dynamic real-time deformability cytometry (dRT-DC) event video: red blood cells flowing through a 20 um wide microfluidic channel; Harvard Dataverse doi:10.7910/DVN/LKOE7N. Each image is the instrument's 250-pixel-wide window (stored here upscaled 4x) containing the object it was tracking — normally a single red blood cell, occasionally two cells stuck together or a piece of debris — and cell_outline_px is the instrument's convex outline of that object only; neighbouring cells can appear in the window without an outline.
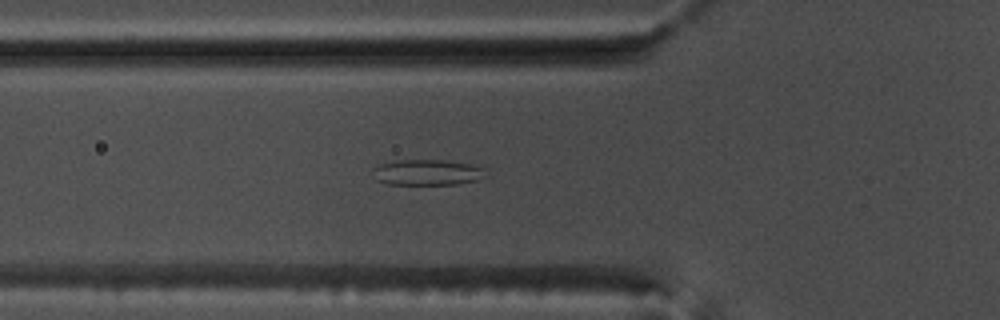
{"species": "common noctule bat (a hibernating species)", "species_latin": "Nyctalus noctula", "temperature_condition": "warm", "stored_images_in_passage": 37, "camera_frame_rate_fps": 3000, "um_per_image_px": 0.085, "animal": {"sex": "male", "body_mass_g": 17.5, "forearm_length_mm": 52.3}, "frame": {"image": 1, "passage_image": 3, "time_ms": 0.667, "image_size_px": [1000, 320], "cell_outline_px": [[488, 176], [476, 180], [456, 184], [388, 184], [376, 180], [372, 168], [380, 164], [400, 160], [440, 160], [472, 164], [484, 168]], "centroid_in_image_um": [36.34, 14.65], "position_along_channel_um": 89.5, "area_um2": 16.88}}
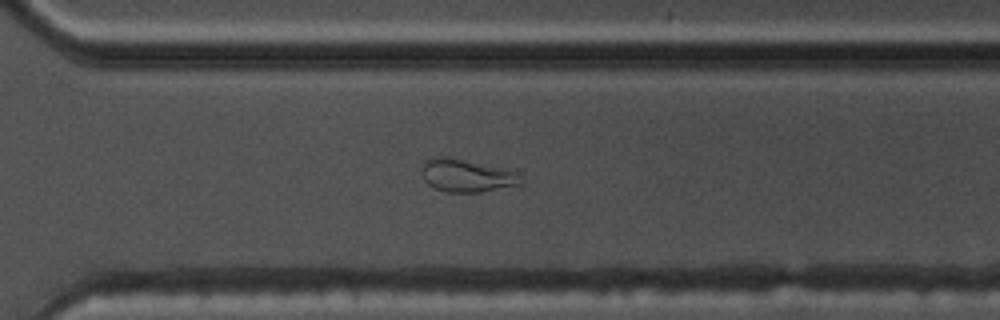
{"frame": {"image": 2, "passage_image": 22, "time_ms": 7.0, "image_size_px": [1000, 320], "cell_outline_px": [[520, 184], [480, 192], [444, 192], [432, 188], [424, 180], [420, 172], [420, 168], [424, 160], [436, 156], [448, 156], [516, 172], [520, 180]], "centroid_in_image_um": [39.52, 14.92], "position_along_channel_um": 331.1, "area_um2": 18.84}}
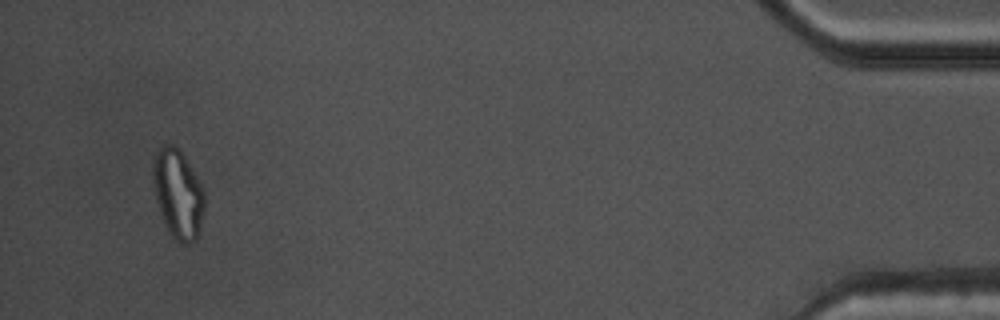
{"frame": {"image": 3, "passage_image": 35, "time_ms": 11.333, "image_size_px": [1000, 320], "cell_outline_px": [[204, 208], [200, 228], [196, 240], [188, 244], [180, 244], [172, 236], [164, 224], [160, 212], [152, 180], [152, 160], [156, 152], [164, 144], [172, 144], [180, 148], [196, 176], [204, 192]], "centroid_in_image_um": [15.11, 16.47], "position_along_channel_um": 420.1, "area_um2": 26.76}, "authors_computed_cell_mechanics": {"area_um2": 16.9932, "velocity_mm_per_s": 3.816, "shape_relaxation_time_tau1_ms": null, "shape_relaxation_time_tau2_ms": 2.3034, "deformation_change_tau1": null, "deformation_change_tau2": 0.0933}}